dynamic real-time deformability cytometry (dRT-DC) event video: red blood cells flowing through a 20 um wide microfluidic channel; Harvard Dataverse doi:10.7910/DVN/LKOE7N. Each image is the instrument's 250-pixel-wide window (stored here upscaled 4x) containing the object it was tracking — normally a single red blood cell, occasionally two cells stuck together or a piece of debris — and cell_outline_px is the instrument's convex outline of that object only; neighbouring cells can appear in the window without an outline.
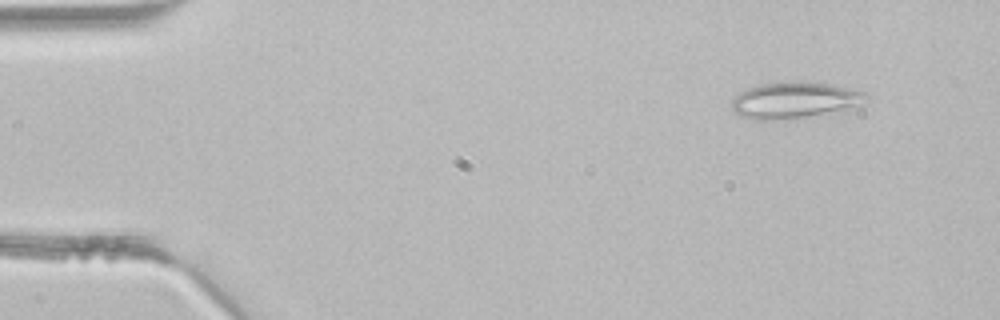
{"species": "common noctule bat (a hibernating species)", "species_latin": "Nyctalus noctula", "temperature_condition": "room temperature", "stored_images_in_passage": 42, "camera_frame_rate_fps": 3000, "um_per_image_px": 0.085, "animal": {"sex": "male", "body_mass_g": 21.5, "forearm_length_mm": 52.0}, "frame": {"image": 1, "passage_image": 3, "time_ms": 0.667, "image_size_px": [1000, 320], "cell_outline_px": [[868, 96], [856, 104], [844, 108], [784, 120], [756, 120], [740, 116], [732, 108], [732, 100], [740, 92], [748, 88], [760, 84], [832, 84], [864, 92]], "centroid_in_image_um": [67.41, 8.54], "position_along_channel_um": 17.6, "area_um2": 26.7}}
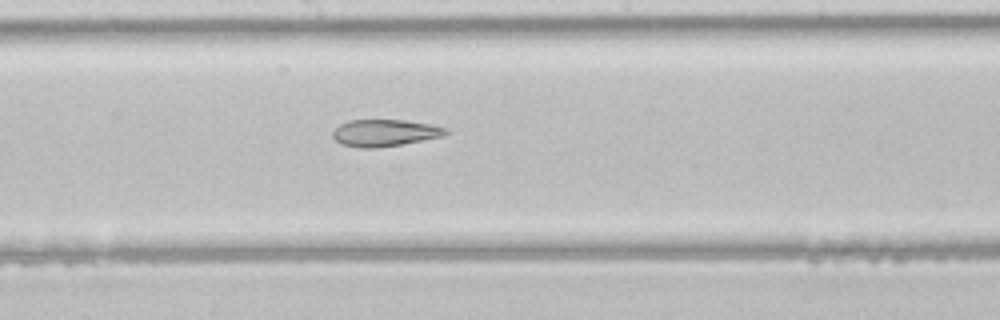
{"frame": {"image": 2, "passage_image": 22, "time_ms": 7.0, "image_size_px": [1000, 320], "cell_outline_px": [[452, 132], [444, 136], [400, 144], [376, 148], [360, 148], [340, 144], [332, 136], [332, 132], [340, 124], [348, 120], [404, 120], [428, 124], [448, 128]], "centroid_in_image_um": [32.71, 11.29], "position_along_channel_um": 215.5, "area_um2": 17.74}}
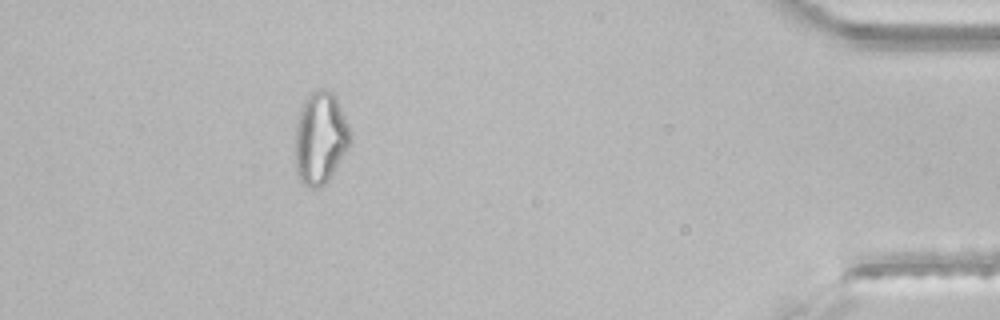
{"frame": {"image": 3, "passage_image": 38, "time_ms": 12.333, "image_size_px": [1000, 320], "cell_outline_px": [[352, 140], [348, 148], [332, 176], [320, 188], [308, 188], [300, 180], [296, 172], [296, 120], [300, 108], [304, 100], [312, 92], [320, 88], [332, 88], [336, 96], [348, 124]], "centroid_in_image_um": [27.24, 11.71], "position_along_channel_um": 408.0, "area_um2": 30.0}}